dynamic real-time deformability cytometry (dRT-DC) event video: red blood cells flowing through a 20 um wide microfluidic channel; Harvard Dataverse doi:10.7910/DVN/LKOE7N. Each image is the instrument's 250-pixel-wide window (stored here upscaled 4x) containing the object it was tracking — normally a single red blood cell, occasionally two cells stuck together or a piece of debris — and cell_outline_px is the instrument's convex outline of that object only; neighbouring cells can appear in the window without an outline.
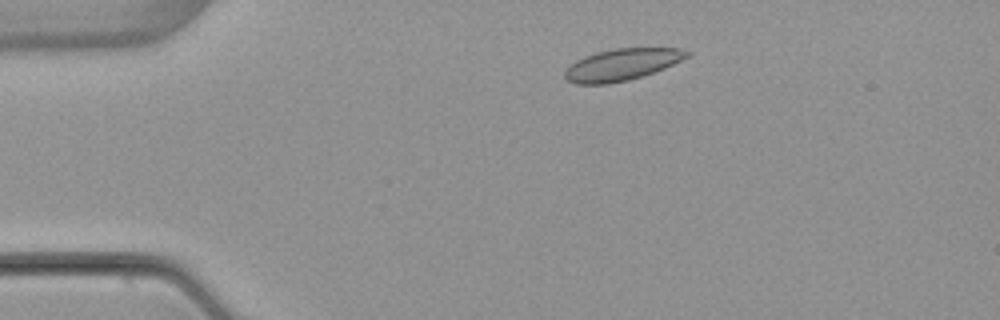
{"species": "common noctule bat (a hibernating species)", "species_latin": "Nyctalus noctula", "temperature_condition": "warm", "stored_images_in_passage": 3, "camera_frame_rate_fps": 3000, "um_per_image_px": 0.085, "animal": {"sex": "female", "body_mass_g": 22.7, "forearm_length_mm": 54.2}, "frame": {"image": 1, "passage_image": 2, "time_ms": 1.0, "image_size_px": [1000, 320], "cell_outline_px": [[692, 56], [664, 68], [628, 80], [608, 84], [576, 84], [568, 80], [564, 76], [564, 72], [576, 60], [584, 56], [596, 52], [616, 48], [684, 48], [692, 52]], "centroid_in_image_um": [52.91, 5.47], "position_along_channel_um": 32.1, "area_um2": 22.6}}